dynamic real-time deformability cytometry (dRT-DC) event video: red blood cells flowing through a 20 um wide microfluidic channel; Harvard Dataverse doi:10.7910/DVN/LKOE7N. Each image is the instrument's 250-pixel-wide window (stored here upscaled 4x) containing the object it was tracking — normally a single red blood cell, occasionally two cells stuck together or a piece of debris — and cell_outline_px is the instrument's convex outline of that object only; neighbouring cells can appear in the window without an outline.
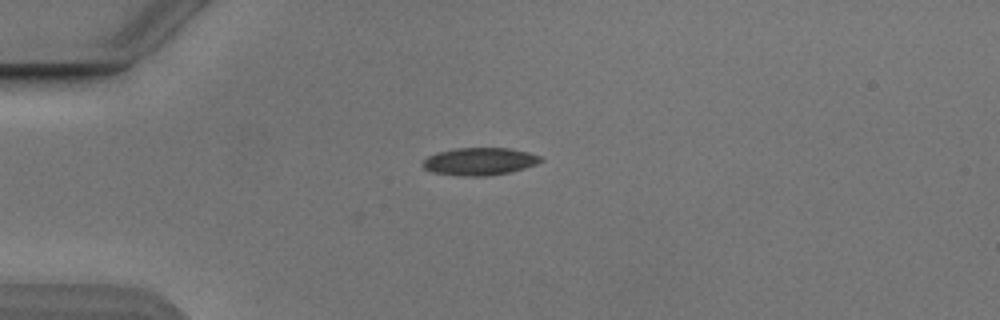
{"species": "Egyptian fruit bat (a non-hibernating species)", "species_latin": "Rousettus aegyptiacus", "temperature_condition": "cold", "stored_images_in_passage": 41, "camera_frame_rate_fps": 3000, "um_per_image_px": 0.085, "animal": {"sex": "male"}, "frame": {"image": 1, "passage_image": 1, "time_ms": 0.0, "image_size_px": [1000, 320], "cell_outline_px": [[544, 160], [536, 164], [524, 168], [508, 172], [484, 176], [456, 176], [432, 172], [424, 168], [420, 164], [428, 156], [440, 152], [456, 148], [508, 148], [528, 152], [540, 156]], "centroid_in_image_um": [40.74, 13.72], "position_along_channel_um": 44.3, "area_um2": 18.84}}
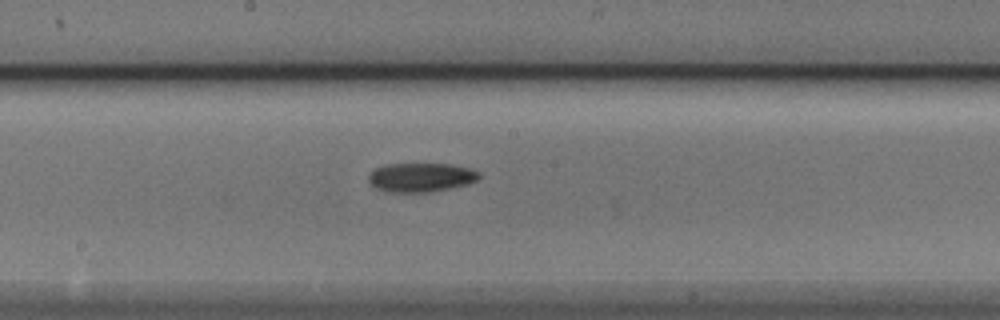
{"frame": {"image": 2, "passage_image": 16, "time_ms": 5.0, "image_size_px": [1000, 320], "cell_outline_px": [[480, 176], [476, 180], [468, 184], [428, 192], [392, 192], [376, 188], [368, 180], [368, 176], [376, 168], [384, 164], [452, 164], [472, 168], [480, 172]], "centroid_in_image_um": [35.8, 15.06], "position_along_channel_um": 212.4, "area_um2": 18.61}}
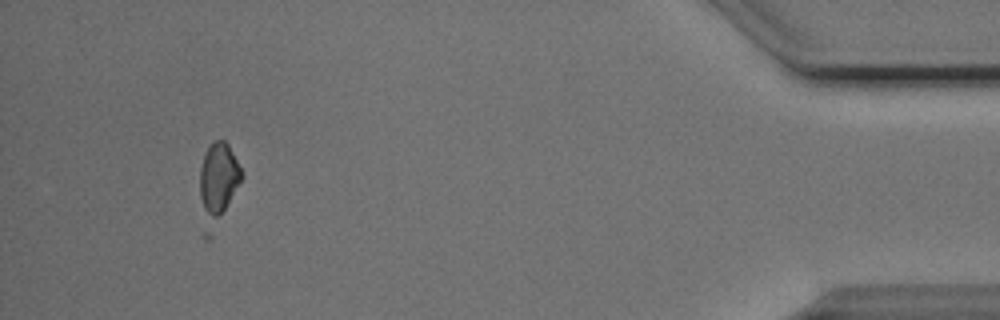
{"frame": {"image": 3, "passage_image": 37, "time_ms": 12.0, "image_size_px": [1000, 320], "cell_outline_px": [[244, 176], [224, 208], [216, 216], [212, 216], [204, 208], [200, 196], [200, 168], [204, 152], [216, 140], [224, 140], [228, 144], [244, 172]], "centroid_in_image_um": [18.6, 15.03], "position_along_channel_um": 416.6, "area_um2": 16.59}, "authors_computed_cell_mechanics": {"area_um2": 17.8602, "velocity_mm_per_s": 3.8552, "shape_relaxation_time_tau1_ms": null, "shape_relaxation_time_tau2_ms": 4.6385, "deformation_change_tau1": null, "deformation_change_tau2": 0.0914}}